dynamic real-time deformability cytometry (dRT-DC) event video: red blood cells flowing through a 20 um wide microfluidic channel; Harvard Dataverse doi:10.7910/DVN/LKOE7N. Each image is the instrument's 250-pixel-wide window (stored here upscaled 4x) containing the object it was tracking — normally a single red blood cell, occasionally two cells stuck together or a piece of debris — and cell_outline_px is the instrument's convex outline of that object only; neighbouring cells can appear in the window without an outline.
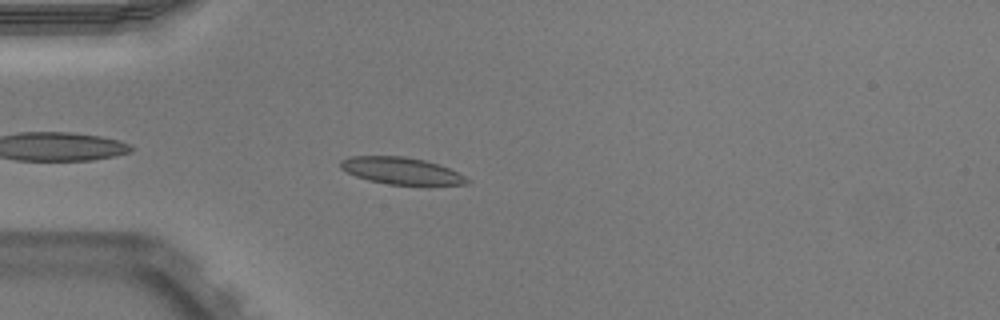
{"species": "Egyptian fruit bat (a non-hibernating species)", "species_latin": "Rousettus aegyptiacus", "temperature_condition": "warm", "stored_images_in_passage": 41, "camera_frame_rate_fps": 3000, "um_per_image_px": 0.085, "animal": {"sex": "male"}, "frame": {"image": 1, "passage_image": 4, "time_ms": 1.0, "image_size_px": [1000, 320], "cell_outline_px": [[468, 184], [428, 188], [388, 184], [368, 180], [356, 176], [340, 168], [340, 160], [352, 156], [404, 156], [424, 160], [440, 164], [464, 176], [468, 180]], "centroid_in_image_um": [34.19, 14.57], "position_along_channel_um": 50.8, "area_um2": 20.63}}
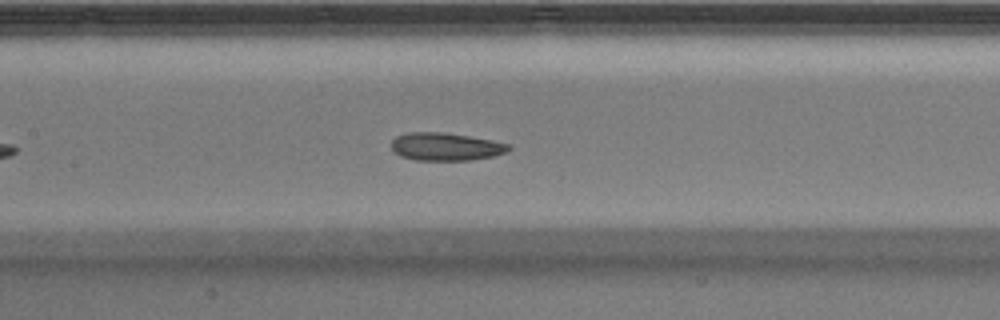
{"frame": {"image": 2, "passage_image": 14, "time_ms": 4.333, "image_size_px": [1000, 320], "cell_outline_px": [[512, 148], [504, 152], [492, 156], [468, 160], [416, 160], [400, 156], [392, 148], [392, 140], [396, 136], [408, 132], [444, 132], [492, 140], [512, 144]], "centroid_in_image_um": [37.89, 12.46], "position_along_channel_um": 169.5, "area_um2": 18.96}}
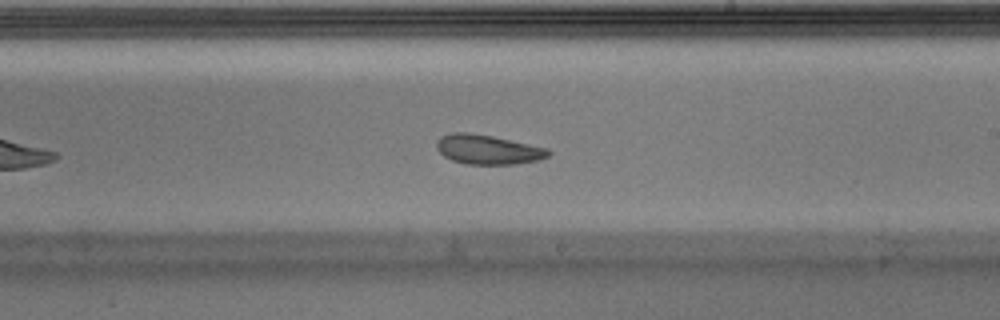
{"frame": {"image": 3, "passage_image": 20, "time_ms": 6.333, "image_size_px": [1000, 320], "cell_outline_px": [[552, 152], [548, 156], [540, 160], [516, 164], [464, 164], [452, 160], [444, 156], [436, 148], [436, 140], [440, 136], [452, 132], [468, 132], [492, 136], [548, 148]], "centroid_in_image_um": [41.46, 12.71], "position_along_channel_um": 247.5, "area_um2": 19.36}, "authors_computed_cell_mechanics": {"area_um2": 20.0566, "velocity_mm_per_s": 3.9117, "shape_relaxation_time_tau1_ms": 4.0139, "shape_relaxation_time_tau2_ms": 2.287, "deformation_change_tau1": 0.1132, "deformation_change_tau2": 0.0875}}